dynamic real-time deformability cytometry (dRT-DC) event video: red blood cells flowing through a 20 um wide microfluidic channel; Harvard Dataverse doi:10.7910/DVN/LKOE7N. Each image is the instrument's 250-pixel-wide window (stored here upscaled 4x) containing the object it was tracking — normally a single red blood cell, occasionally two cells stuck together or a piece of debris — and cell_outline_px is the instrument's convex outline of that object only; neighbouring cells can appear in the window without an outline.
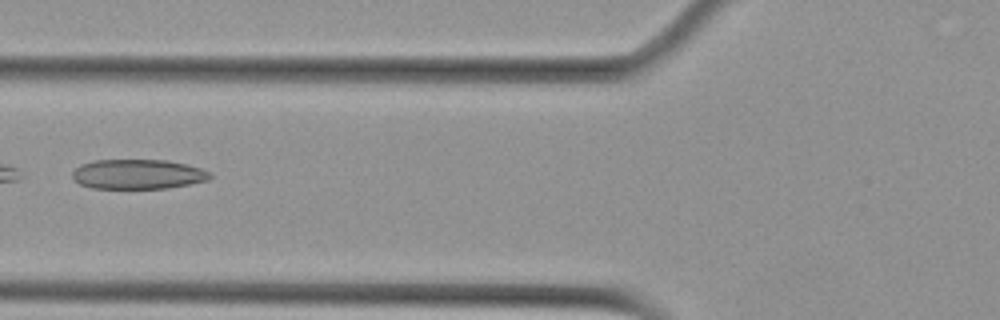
{"species": "Egyptian fruit bat (a non-hibernating species)", "species_latin": "Rousettus aegyptiacus", "temperature_condition": "cold", "stored_images_in_passage": 7, "camera_frame_rate_fps": 3000, "um_per_image_px": 0.085, "animal": {"sex": "female"}, "frame": {"image": 1, "passage_image": 5, "time_ms": 5.333, "image_size_px": [1000, 320], "cell_outline_px": [[212, 176], [208, 180], [168, 188], [92, 188], [80, 184], [72, 176], [72, 172], [80, 164], [92, 160], [168, 160], [188, 164], [200, 168], [208, 172]], "centroid_in_image_um": [11.71, 14.8], "position_along_channel_um": 114.1, "area_um2": 23.81}}
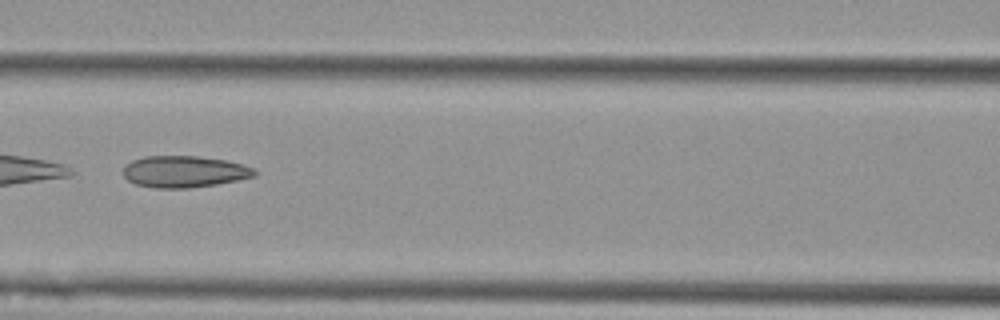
{"frame": {"image": 2, "passage_image": 6, "time_ms": 6.333, "image_size_px": [1000, 320], "cell_outline_px": [[256, 176], [216, 184], [188, 188], [156, 188], [136, 184], [128, 180], [124, 176], [124, 168], [132, 160], [144, 156], [196, 156], [224, 160], [244, 164], [256, 168]], "centroid_in_image_um": [15.69, 14.58], "position_along_channel_um": 150.9, "area_um2": 24.1}}
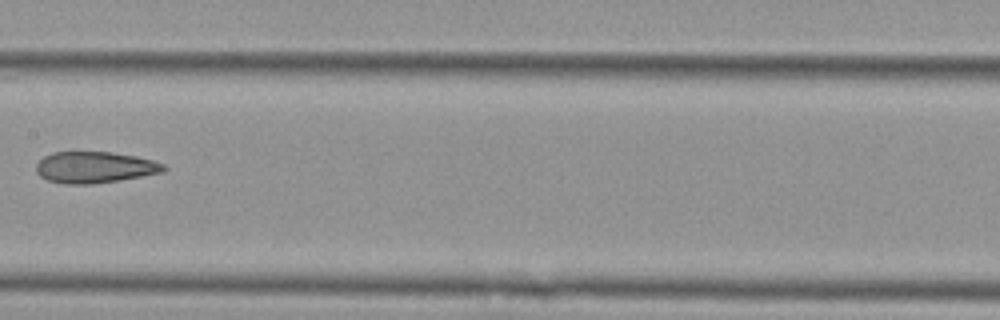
{"frame": {"image": 3, "passage_image": 7, "time_ms": 7.667, "image_size_px": [1000, 320], "cell_outline_px": [[168, 168], [164, 172], [120, 180], [92, 184], [64, 184], [48, 180], [40, 176], [36, 172], [36, 164], [44, 156], [52, 152], [112, 152], [136, 156], [152, 160], [164, 164]], "centroid_in_image_um": [8.06, 14.22], "position_along_channel_um": 199.3, "area_um2": 23.41}}